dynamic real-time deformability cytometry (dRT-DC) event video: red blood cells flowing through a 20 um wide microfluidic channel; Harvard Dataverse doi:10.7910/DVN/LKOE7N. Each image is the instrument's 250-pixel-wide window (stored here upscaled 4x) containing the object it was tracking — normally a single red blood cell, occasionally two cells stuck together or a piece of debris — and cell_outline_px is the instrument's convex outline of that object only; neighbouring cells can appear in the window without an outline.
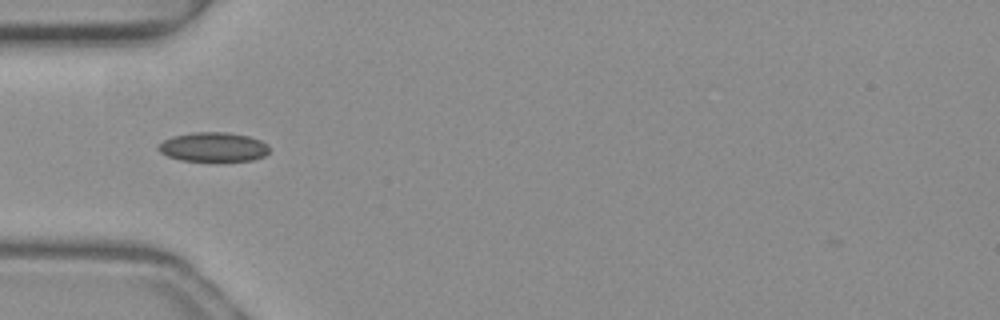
{"species": "common noctule bat (a hibernating species)", "species_latin": "Nyctalus noctula", "temperature_condition": "warm", "stored_images_in_passage": 37, "camera_frame_rate_fps": 3000, "um_per_image_px": 0.085, "animal": {"sex": "female", "body_mass_g": 19.3, "forearm_length_mm": 54.1}, "frame": {"image": 1, "passage_image": 2, "time_ms": 0.333, "image_size_px": [1000, 320], "cell_outline_px": [[268, 152], [264, 156], [252, 160], [220, 164], [180, 160], [168, 156], [160, 152], [156, 148], [164, 140], [172, 136], [192, 132], [228, 132], [248, 136], [260, 140], [268, 144]], "centroid_in_image_um": [18.14, 12.54], "position_along_channel_um": 66.9, "area_um2": 19.83}}
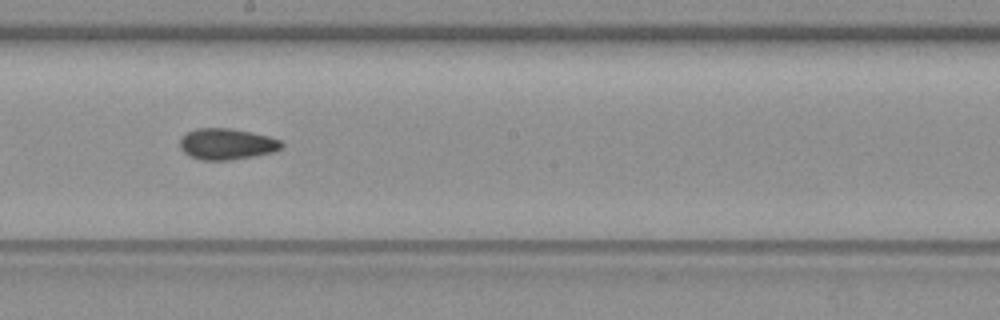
{"frame": {"image": 2, "passage_image": 14, "time_ms": 4.333, "image_size_px": [1000, 320], "cell_outline_px": [[284, 144], [276, 152], [232, 160], [200, 160], [188, 156], [180, 148], [180, 140], [188, 132], [196, 128], [228, 128], [268, 136], [280, 140]], "centroid_in_image_um": [19.27, 12.26], "position_along_channel_um": 228.9, "area_um2": 18.44}}
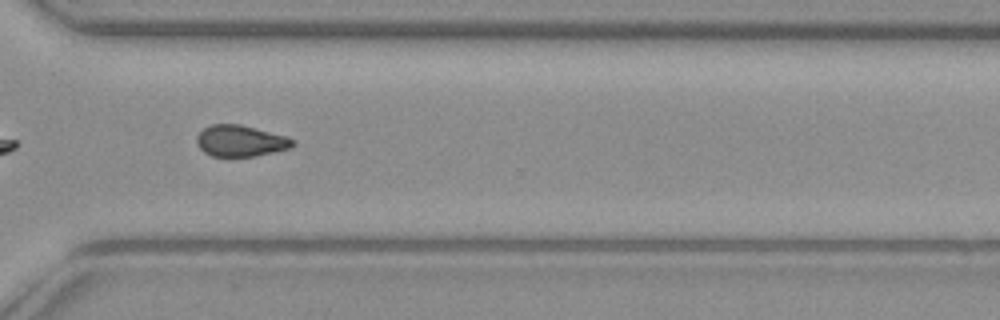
{"frame": {"image": 3, "passage_image": 23, "time_ms": 7.333, "image_size_px": [1000, 320], "cell_outline_px": [[296, 144], [292, 148], [256, 156], [212, 156], [204, 152], [196, 144], [196, 136], [204, 128], [212, 124], [240, 124], [284, 136], [296, 140]], "centroid_in_image_um": [20.45, 11.98], "position_along_channel_um": 350.2, "area_um2": 17.51}, "authors_computed_cell_mechanics": {"area_um2": 18.207, "velocity_mm_per_s": 4.0508, "shape_relaxation_time_tau1_ms": 6.2533, "shape_relaxation_time_tau2_ms": 5.034, "deformation_change_tau1": 0.1002, "deformation_change_tau2": 0.0936}}